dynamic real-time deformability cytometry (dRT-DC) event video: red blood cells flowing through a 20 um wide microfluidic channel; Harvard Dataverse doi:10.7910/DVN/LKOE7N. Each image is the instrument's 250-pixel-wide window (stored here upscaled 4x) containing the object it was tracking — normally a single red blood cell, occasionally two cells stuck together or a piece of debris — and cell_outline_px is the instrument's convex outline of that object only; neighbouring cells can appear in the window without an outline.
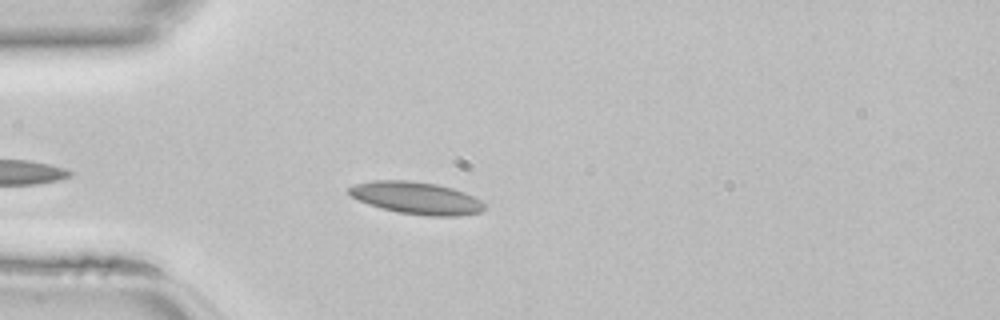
{"species": "common noctule bat (a hibernating species)", "species_latin": "Nyctalus noctula", "temperature_condition": "room temperature", "stored_images_in_passage": 36, "camera_frame_rate_fps": 3000, "um_per_image_px": 0.085, "animal": {"sex": "female", "body_mass_g": 22.7, "forearm_length_mm": 54.2}, "frame": {"image": 1, "passage_image": 5, "time_ms": 1.333, "image_size_px": [1000, 320], "cell_outline_px": [[484, 208], [480, 212], [460, 216], [428, 216], [396, 212], [380, 208], [368, 204], [352, 196], [348, 192], [348, 188], [356, 184], [372, 180], [412, 180], [436, 184], [452, 188], [476, 196], [484, 204]], "centroid_in_image_um": [35.41, 16.83], "position_along_channel_um": 49.6, "area_um2": 25.55}}
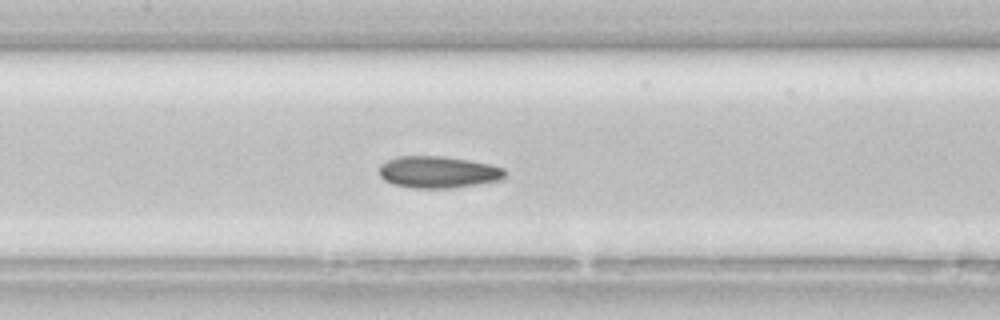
{"frame": {"image": 2, "passage_image": 14, "time_ms": 4.333, "image_size_px": [1000, 320], "cell_outline_px": [[504, 180], [452, 188], [412, 188], [392, 184], [384, 180], [380, 176], [380, 164], [396, 156], [444, 156], [468, 160], [488, 164], [504, 168]], "centroid_in_image_um": [37.23, 14.63], "position_along_channel_um": 170.2, "area_um2": 23.41}}
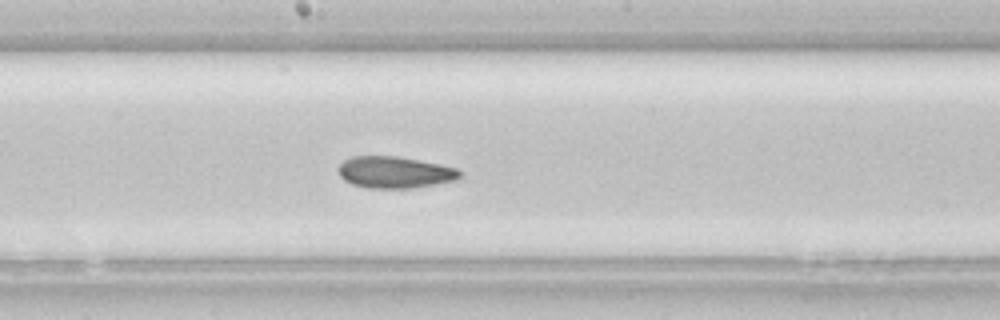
{"frame": {"image": 3, "passage_image": 17, "time_ms": 5.333, "image_size_px": [1000, 320], "cell_outline_px": [[460, 180], [412, 188], [368, 188], [352, 184], [344, 180], [340, 176], [336, 168], [344, 160], [352, 156], [396, 156], [420, 160], [440, 164], [456, 168], [460, 172]], "centroid_in_image_um": [33.54, 14.64], "position_along_channel_um": 214.7, "area_um2": 22.6}}